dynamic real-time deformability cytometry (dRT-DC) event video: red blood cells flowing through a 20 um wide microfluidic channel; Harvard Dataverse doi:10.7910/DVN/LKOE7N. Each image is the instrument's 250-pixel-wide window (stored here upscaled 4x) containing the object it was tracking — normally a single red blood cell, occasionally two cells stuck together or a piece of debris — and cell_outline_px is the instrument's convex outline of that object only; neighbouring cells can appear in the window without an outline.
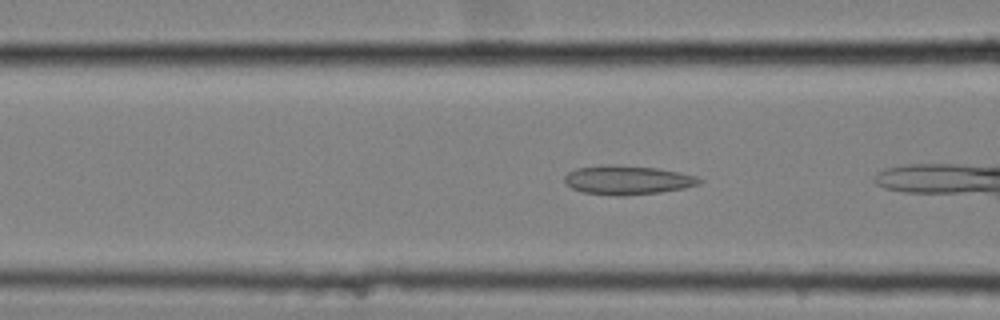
{"species": "common noctule bat (a hibernating species)", "species_latin": "Nyctalus noctula", "temperature_condition": "cold", "stored_images_in_passage": 8, "camera_frame_rate_fps": 3000, "um_per_image_px": 0.085, "animal": {"sex": "female", "body_mass_g": 25.1}, "frame": {"image": 1, "passage_image": 5, "time_ms": 1.333, "image_size_px": [1000, 320], "cell_outline_px": [[704, 180], [700, 184], [684, 188], [660, 192], [624, 196], [616, 196], [584, 192], [572, 188], [564, 180], [564, 176], [568, 172], [576, 168], [608, 164], [612, 164], [656, 168], [696, 176]], "centroid_in_image_um": [53.33, 15.3], "position_along_channel_um": 113.3, "area_um2": 22.72}}